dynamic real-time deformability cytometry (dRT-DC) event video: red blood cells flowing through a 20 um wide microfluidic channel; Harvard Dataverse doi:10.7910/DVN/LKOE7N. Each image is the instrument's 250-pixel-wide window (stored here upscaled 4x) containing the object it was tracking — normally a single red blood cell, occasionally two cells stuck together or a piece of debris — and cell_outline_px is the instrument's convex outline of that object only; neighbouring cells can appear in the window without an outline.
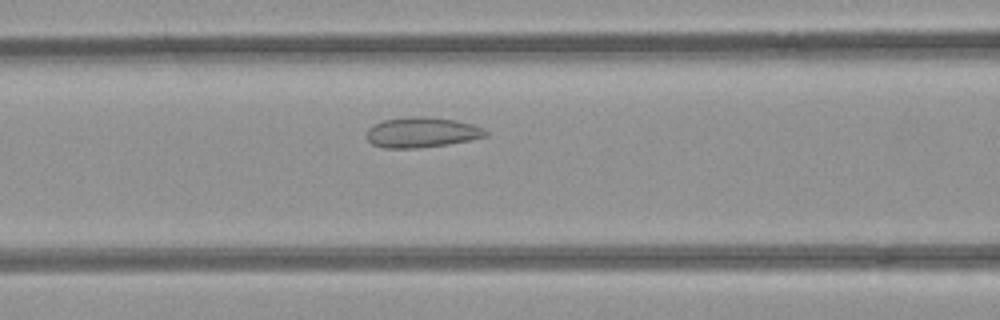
{"species": "common noctule bat (a hibernating species)", "species_latin": "Nyctalus noctula", "temperature_condition": "room temperature", "stored_images_in_passage": 35, "camera_frame_rate_fps": 3000, "um_per_image_px": 0.085, "animal": {"sex": "female", "body_mass_g": 21.9}, "frame": {"image": 1, "passage_image": 7, "time_ms": 2.0, "image_size_px": [1000, 320], "cell_outline_px": [[488, 136], [448, 144], [420, 148], [384, 148], [372, 144], [368, 140], [368, 128], [372, 124], [384, 120], [412, 116], [424, 116], [456, 120], [472, 124], [484, 128], [488, 132]], "centroid_in_image_um": [35.86, 11.25], "position_along_channel_um": 130.7, "area_um2": 21.04}}
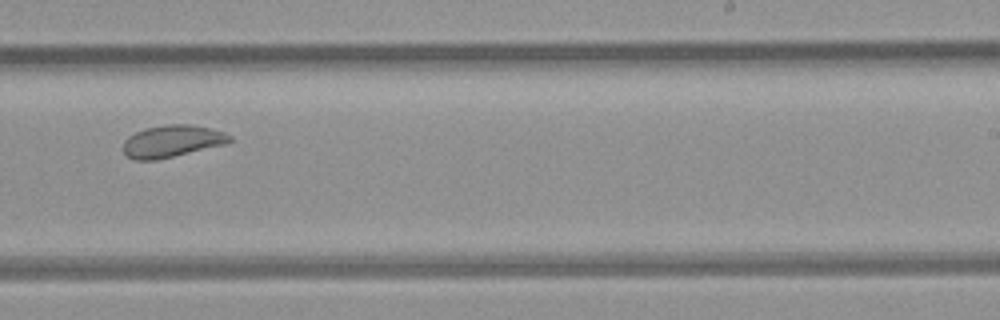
{"frame": {"image": 2, "passage_image": 18, "time_ms": 5.667, "image_size_px": [1000, 320], "cell_outline_px": [[232, 140], [228, 144], [156, 160], [136, 160], [128, 156], [124, 152], [124, 140], [128, 136], [144, 128], [164, 124], [192, 124], [212, 128], [224, 132], [232, 136]], "centroid_in_image_um": [14.67, 11.99], "position_along_channel_um": 274.3, "area_um2": 20.11}}
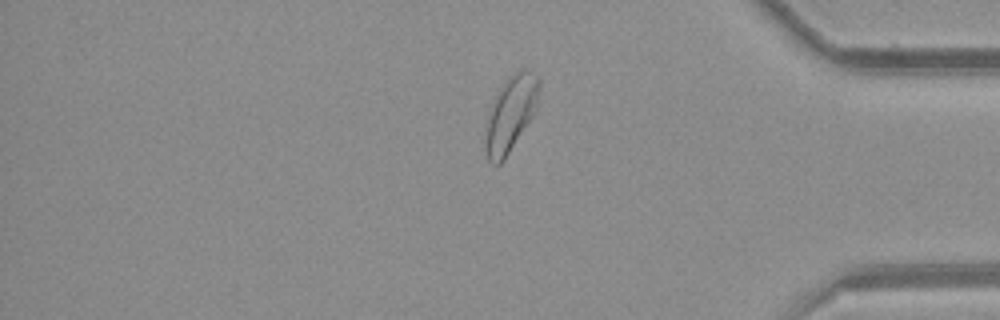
{"frame": {"image": 3, "passage_image": 29, "time_ms": 9.333, "image_size_px": [1000, 320], "cell_outline_px": [[540, 84], [536, 104], [532, 116], [504, 160], [500, 164], [492, 164], [488, 160], [484, 148], [484, 140], [488, 112], [496, 96], [504, 84], [520, 68], [524, 68], [536, 76], [540, 80]], "centroid_in_image_um": [43.37, 9.72], "position_along_channel_um": 391.8, "area_um2": 23.0}, "authors_computed_cell_mechanics": {"area_um2": 20.4034, "velocity_mm_per_s": 3.9211, "shape_relaxation_time_tau1_ms": null, "shape_relaxation_time_tau2_ms": 0.9837, "deformation_change_tau1": null, "deformation_change_tau2": 0.066}}